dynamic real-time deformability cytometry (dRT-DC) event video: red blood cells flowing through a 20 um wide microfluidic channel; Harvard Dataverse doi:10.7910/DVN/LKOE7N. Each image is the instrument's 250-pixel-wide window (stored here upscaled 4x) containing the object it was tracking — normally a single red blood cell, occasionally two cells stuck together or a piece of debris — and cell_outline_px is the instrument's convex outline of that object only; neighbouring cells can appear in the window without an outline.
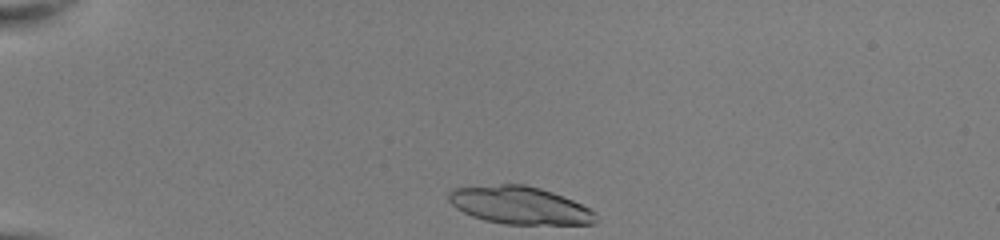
{"species": "common noctule bat (a hibernating species)", "species_latin": "Nyctalus noctula", "temperature_condition": "room temperature", "stored_images_in_passage": 39, "camera_frame_rate_fps": 3000, "um_per_image_px": 0.085, "animal": {"sex": "female", "body_mass_g": 22.0, "forearm_length_mm": 56.7}, "frame": {"image": 1, "passage_image": 1, "time_ms": 0.0, "image_size_px": [1000, 240], "cell_outline_px": [[596, 220], [592, 224], [504, 224], [484, 220], [472, 216], [456, 208], [448, 200], [448, 192], [456, 188], [500, 184], [524, 184], [540, 188], [552, 192], [572, 200], [596, 212]], "centroid_in_image_um": [44.16, 17.45], "position_along_channel_um": 40.8, "area_um2": 32.08}}
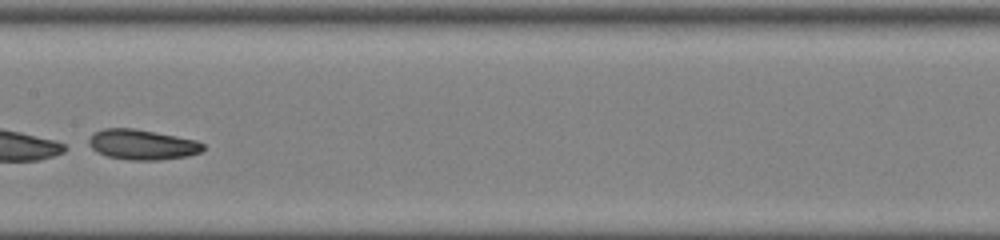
{"frame": {"image": 2, "passage_image": 17, "time_ms": 5.333, "image_size_px": [1000, 240], "cell_outline_px": [[204, 148], [200, 152], [188, 156], [160, 160], [128, 160], [108, 156], [96, 152], [88, 144], [88, 140], [96, 132], [104, 128], [136, 128], [196, 140], [204, 144]], "centroid_in_image_um": [12.09, 12.29], "position_along_channel_um": 195.3, "area_um2": 20.11}}